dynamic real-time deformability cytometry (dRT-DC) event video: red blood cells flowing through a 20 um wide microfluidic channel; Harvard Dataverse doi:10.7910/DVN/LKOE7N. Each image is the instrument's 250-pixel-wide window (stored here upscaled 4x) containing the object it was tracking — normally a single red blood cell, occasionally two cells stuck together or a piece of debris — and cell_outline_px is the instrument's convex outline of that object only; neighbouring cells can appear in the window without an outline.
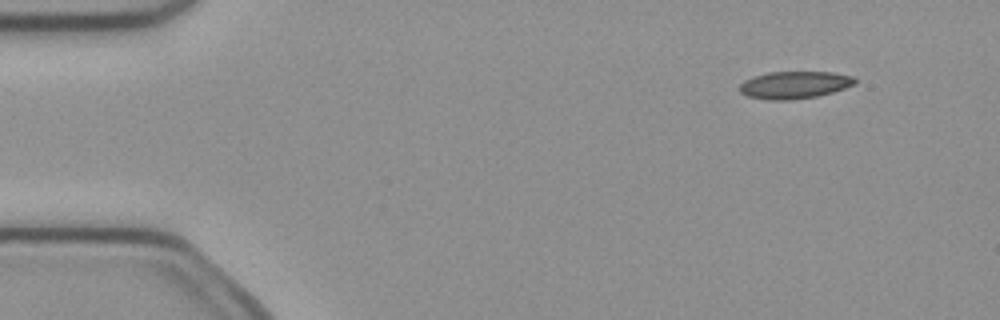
{"species": "common noctule bat (a hibernating species)", "species_latin": "Nyctalus noctula", "temperature_condition": "cold", "stored_images_in_passage": 3, "camera_frame_rate_fps": 3000, "um_per_image_px": 0.085, "animal": {"sex": "female", "body_mass_g": 21.9}, "frame": {"image": 1, "passage_image": 1, "time_ms": 0.0, "image_size_px": [1000, 320], "cell_outline_px": [[856, 84], [832, 92], [816, 96], [792, 100], [768, 100], [748, 96], [740, 92], [740, 84], [744, 80], [752, 76], [768, 72], [832, 72], [856, 76]], "centroid_in_image_um": [67.54, 7.21], "position_along_channel_um": 17.5, "area_um2": 18.5}}